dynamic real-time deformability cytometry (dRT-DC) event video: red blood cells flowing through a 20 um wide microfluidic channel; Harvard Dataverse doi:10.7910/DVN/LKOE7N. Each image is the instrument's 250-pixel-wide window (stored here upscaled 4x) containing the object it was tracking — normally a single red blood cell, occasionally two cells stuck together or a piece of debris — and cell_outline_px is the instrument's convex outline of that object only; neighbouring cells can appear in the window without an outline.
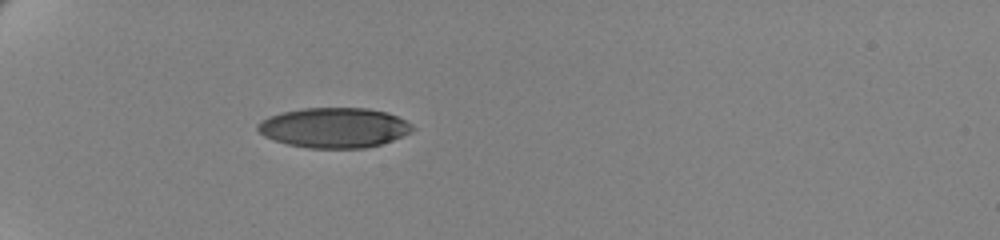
{"species": "human", "species_latin": "Homo sapiens", "temperature_condition": "cold", "stored_images_in_passage": 40, "camera_frame_rate_fps": 3000, "um_per_image_px": 0.085, "donor": {"sex": "female"}, "frame": {"image": 1, "passage_image": 1, "time_ms": 0.0, "image_size_px": [1000, 240], "cell_outline_px": [[416, 128], [412, 132], [392, 140], [380, 144], [364, 148], [308, 148], [288, 144], [264, 136], [256, 128], [256, 124], [260, 120], [268, 116], [280, 112], [304, 108], [368, 108], [388, 112], [412, 124]], "centroid_in_image_um": [28.4, 10.84], "position_along_channel_um": 56.6, "area_um2": 36.24}}
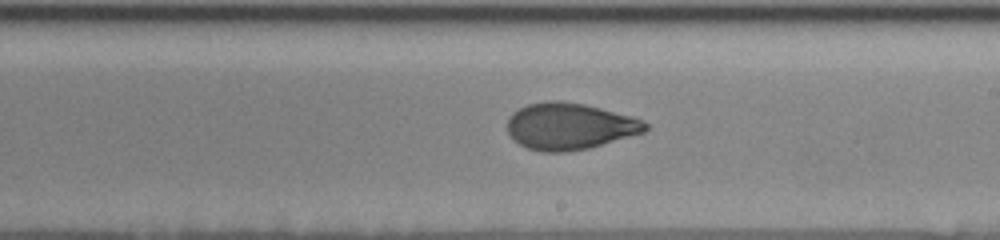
{"frame": {"image": 2, "passage_image": 19, "time_ms": 6.0, "image_size_px": [1000, 240], "cell_outline_px": [[648, 128], [644, 132], [588, 148], [564, 152], [544, 152], [528, 148], [512, 140], [508, 132], [508, 120], [512, 112], [528, 104], [552, 100], [560, 100], [584, 104], [632, 116], [644, 120], [648, 124]], "centroid_in_image_um": [48.41, 10.73], "position_along_channel_um": 240.6, "area_um2": 37.4}}
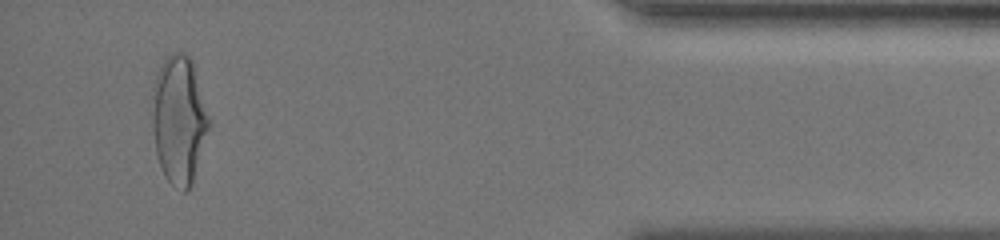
{"frame": {"image": 3, "passage_image": 38, "time_ms": 12.333, "image_size_px": [1000, 240], "cell_outline_px": [[208, 128], [192, 180], [188, 188], [184, 192], [172, 184], [164, 176], [156, 152], [152, 128], [152, 88], [156, 72], [164, 60], [172, 52], [184, 52], [192, 60], [208, 116]], "centroid_in_image_um": [15.16, 10.12], "position_along_channel_um": 420.0, "area_um2": 41.56}, "authors_computed_cell_mechanics": {"area_um2": 37.8879, "velocity_mm_per_s": 3.5062, "shape_relaxation_time_tau1_ms": 5.4342, "shape_relaxation_time_tau2_ms": 1.6488, "deformation_change_tau1": 0.1835, "deformation_change_tau2": 0.0725}}